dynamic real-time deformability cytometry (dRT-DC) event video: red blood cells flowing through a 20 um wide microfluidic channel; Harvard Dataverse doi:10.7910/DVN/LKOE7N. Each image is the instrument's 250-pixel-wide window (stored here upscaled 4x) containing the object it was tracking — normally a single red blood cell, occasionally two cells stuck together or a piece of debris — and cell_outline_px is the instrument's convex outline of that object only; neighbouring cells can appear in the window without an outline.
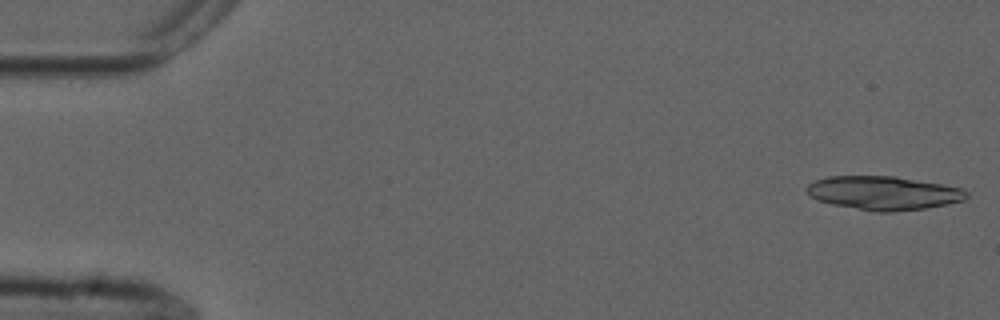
{"species": "common noctule bat (a hibernating species)", "species_latin": "Nyctalus noctula", "temperature_condition": "cold", "stored_images_in_passage": 52, "camera_frame_rate_fps": 3000, "um_per_image_px": 0.085, "animal": {"sex": "male", "forearm_length_mm": 52.5}, "frame": {"image": 1, "passage_image": 1, "time_ms": 0.0, "image_size_px": [1000, 320], "cell_outline_px": [[968, 196], [964, 200], [948, 204], [924, 208], [892, 212], [876, 212], [832, 204], [816, 200], [808, 196], [804, 188], [808, 184], [816, 180], [828, 176], [896, 176], [940, 184], [960, 188], [968, 192]], "centroid_in_image_um": [75.05, 16.4], "position_along_channel_um": 10.0, "area_um2": 31.44}}
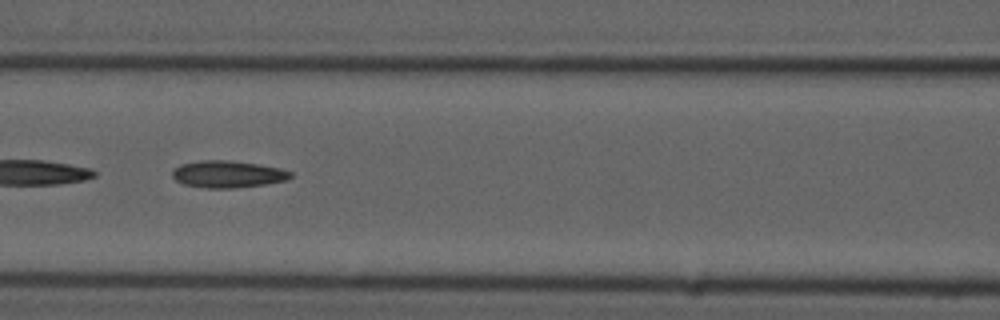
{"frame": {"image": 2, "passage_image": 23, "time_ms": 7.333, "image_size_px": [1000, 320], "cell_outline_px": [[292, 176], [288, 180], [264, 184], [232, 188], [208, 188], [184, 184], [176, 180], [172, 176], [172, 172], [180, 164], [200, 160], [228, 160], [256, 164], [280, 168], [292, 172]], "centroid_in_image_um": [19.36, 14.8], "position_along_channel_um": 147.2, "area_um2": 18.44}}
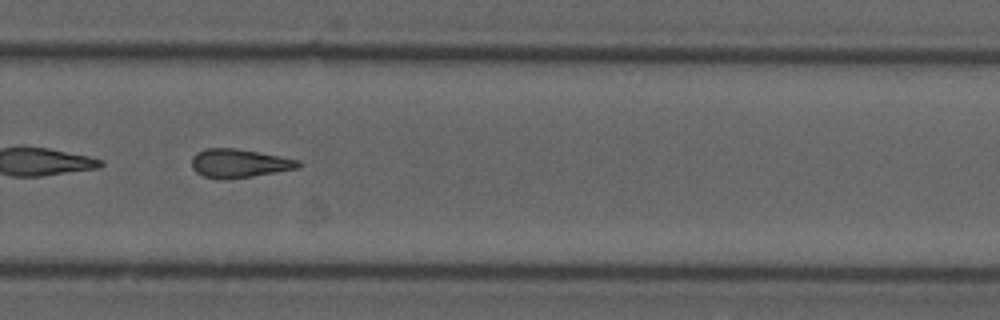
{"frame": {"image": 3, "passage_image": 36, "time_ms": 11.667, "image_size_px": [1000, 320], "cell_outline_px": [[300, 168], [228, 180], [224, 180], [204, 176], [196, 172], [192, 168], [192, 156], [196, 152], [204, 148], [236, 148], [300, 160]], "centroid_in_image_um": [20.3, 13.88], "position_along_channel_um": 309.5, "area_um2": 17.86}, "authors_computed_cell_mechanics": {"area_um2": 18.0047, "velocity_mm_per_s": 3.7595, "shape_relaxation_time_tau1_ms": null, "shape_relaxation_time_tau2_ms": 3.68, "deformation_change_tau1": null, "deformation_change_tau2": 0.1204}}